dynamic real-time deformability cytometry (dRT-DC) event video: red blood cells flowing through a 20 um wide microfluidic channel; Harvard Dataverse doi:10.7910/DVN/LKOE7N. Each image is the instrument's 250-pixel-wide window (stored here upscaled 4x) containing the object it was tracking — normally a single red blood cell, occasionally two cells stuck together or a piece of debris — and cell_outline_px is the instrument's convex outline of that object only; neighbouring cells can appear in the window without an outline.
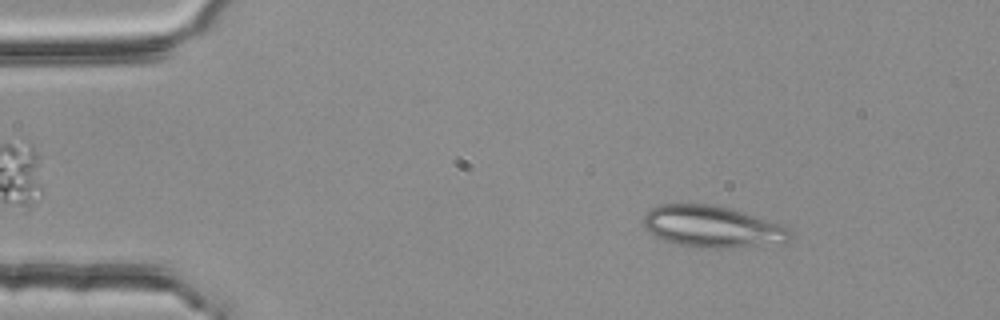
{"species": "common noctule bat (a hibernating species)", "species_latin": "Nyctalus noctula", "temperature_condition": "room temperature", "stored_images_in_passage": 3, "camera_frame_rate_fps": 3000, "um_per_image_px": 0.085, "animal": {"sex": "female", "body_mass_g": 25.1}, "frame": {"image": 1, "passage_image": 1, "time_ms": 0.0, "image_size_px": [1000, 320], "cell_outline_px": [[792, 232], [788, 244], [732, 248], [700, 248], [680, 244], [664, 240], [648, 232], [644, 228], [644, 216], [652, 208], [660, 204], [712, 204], [728, 208], [784, 224]], "centroid_in_image_um": [60.63, 19.29], "position_along_channel_um": 24.4, "area_um2": 36.01}}